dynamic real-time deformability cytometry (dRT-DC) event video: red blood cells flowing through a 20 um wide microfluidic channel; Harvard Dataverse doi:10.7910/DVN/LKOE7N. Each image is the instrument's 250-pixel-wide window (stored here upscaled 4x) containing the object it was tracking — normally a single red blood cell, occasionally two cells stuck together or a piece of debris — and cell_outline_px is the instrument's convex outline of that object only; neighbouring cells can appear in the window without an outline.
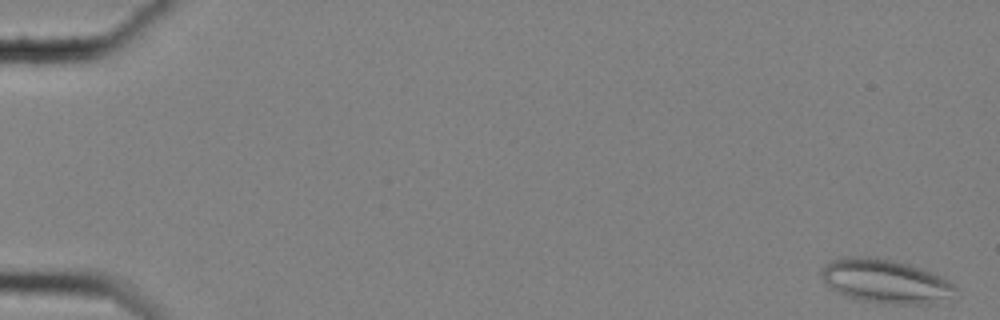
{"species": "common noctule bat (a hibernating species)", "species_latin": "Nyctalus noctula", "temperature_condition": "cold", "stored_images_in_passage": 58, "camera_frame_rate_fps": 3000, "um_per_image_px": 0.085, "animal": {"sex": "female", "body_mass_g": 25.1}, "frame": {"image": 1, "passage_image": 1, "time_ms": 0.0, "image_size_px": [1000, 320], "cell_outline_px": [[956, 288], [928, 304], [896, 304], [860, 300], [844, 296], [836, 292], [824, 280], [820, 272], [820, 268], [832, 260], [856, 256], [892, 260], [916, 268], [936, 276], [952, 284]], "centroid_in_image_um": [75.08, 23.9], "position_along_channel_um": 9.9, "area_um2": 32.48}}
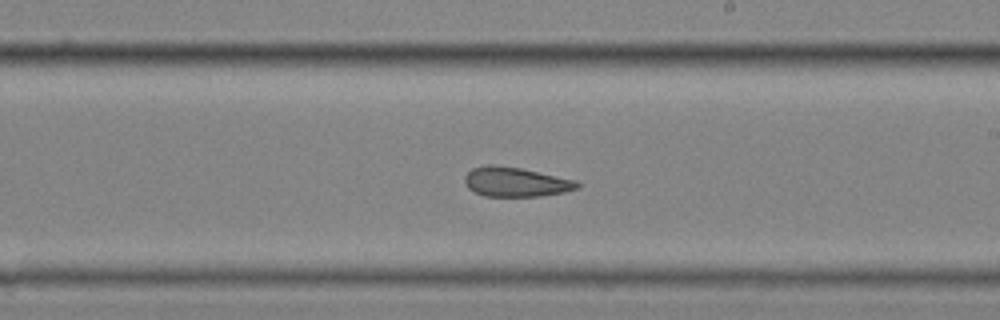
{"frame": {"image": 2, "passage_image": 35, "time_ms": 11.333, "image_size_px": [1000, 320], "cell_outline_px": [[580, 188], [564, 192], [540, 196], [484, 196], [468, 188], [464, 180], [464, 176], [472, 168], [488, 164], [492, 164], [520, 168], [576, 180], [580, 184]], "centroid_in_image_um": [43.83, 15.46], "position_along_channel_um": 245.2, "area_um2": 19.31}}
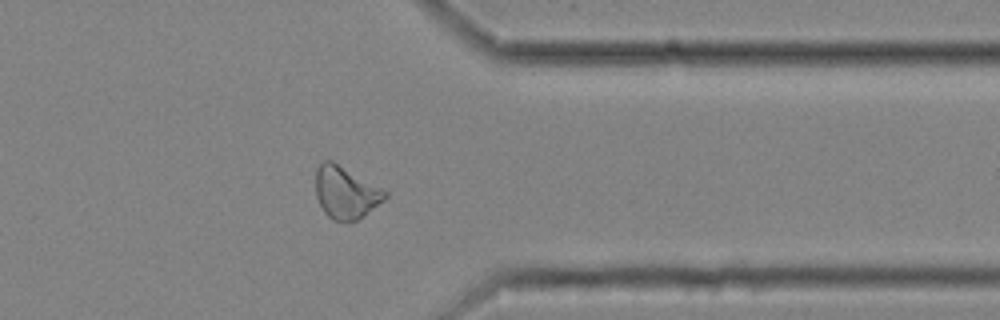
{"frame": {"image": 3, "passage_image": 47, "time_ms": 15.333, "image_size_px": [1000, 320], "cell_outline_px": [[388, 196], [384, 200], [356, 220], [348, 224], [344, 224], [332, 220], [324, 212], [316, 196], [316, 168], [324, 160], [332, 160], [388, 192]], "centroid_in_image_um": [29.36, 16.39], "position_along_channel_um": 382.0, "area_um2": 21.1}, "authors_computed_cell_mechanics": {"area_um2": 21.7617, "velocity_mm_per_s": 3.5239, "shape_relaxation_time_tau1_ms": null, "shape_relaxation_time_tau2_ms": 2.7285, "deformation_change_tau1": null, "deformation_change_tau2": 0.1105}}